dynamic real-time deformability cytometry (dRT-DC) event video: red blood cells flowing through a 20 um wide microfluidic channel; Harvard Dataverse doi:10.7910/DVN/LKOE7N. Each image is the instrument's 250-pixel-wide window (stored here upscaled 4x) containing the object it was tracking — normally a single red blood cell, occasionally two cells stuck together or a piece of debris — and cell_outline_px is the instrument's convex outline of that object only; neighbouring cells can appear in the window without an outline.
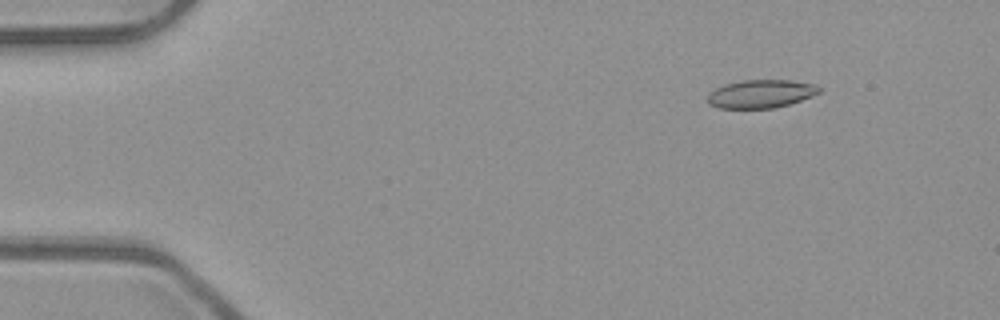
{"species": "common noctule bat (a hibernating species)", "species_latin": "Nyctalus noctula", "temperature_condition": "room temperature", "stored_images_in_passage": 48, "camera_frame_rate_fps": 3000, "um_per_image_px": 0.085, "animal": {"sex": "male", "body_mass_g": 23.1, "forearm_length_mm": 52.7}, "frame": {"image": 1, "passage_image": 2, "time_ms": 0.333, "image_size_px": [1000, 320], "cell_outline_px": [[820, 92], [812, 96], [776, 108], [720, 108], [708, 104], [708, 92], [724, 84], [744, 80], [792, 80], [816, 84], [820, 88]], "centroid_in_image_um": [64.67, 7.97], "position_along_channel_um": 20.3, "area_um2": 18.38}}
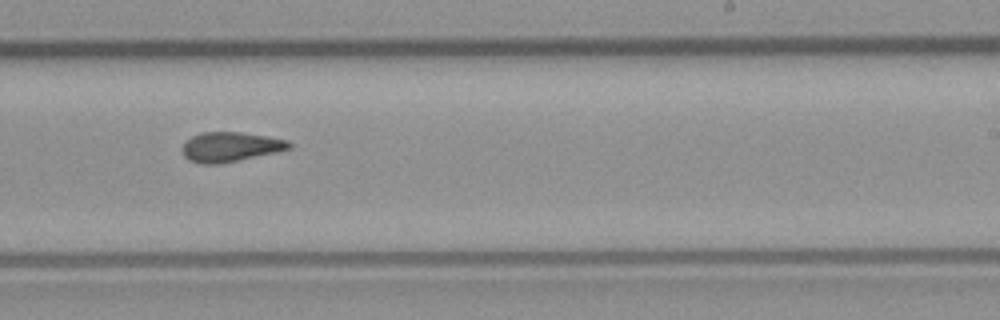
{"frame": {"image": 2, "passage_image": 28, "time_ms": 9.0, "image_size_px": [1000, 320], "cell_outline_px": [[292, 148], [276, 152], [220, 164], [200, 164], [188, 160], [184, 156], [184, 144], [192, 136], [200, 132], [240, 132], [288, 140], [292, 144]], "centroid_in_image_um": [19.59, 12.49], "position_along_channel_um": 269.4, "area_um2": 18.32}}
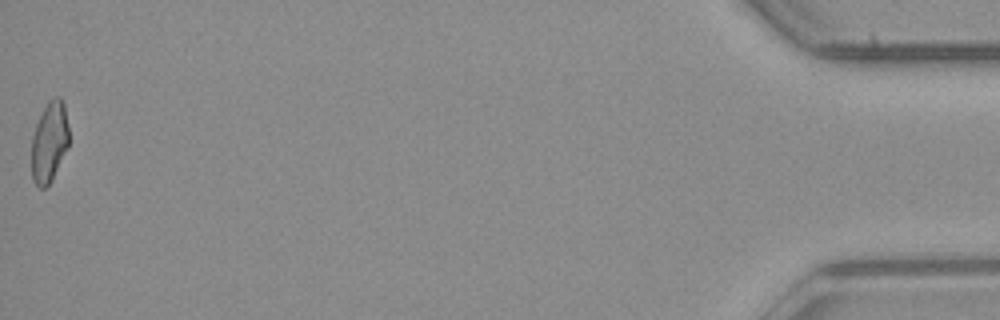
{"frame": {"image": 3, "passage_image": 48, "time_ms": 15.667, "image_size_px": [1000, 320], "cell_outline_px": [[68, 144], [52, 180], [44, 188], [40, 188], [32, 180], [32, 136], [36, 124], [48, 100], [56, 96], [60, 96], [64, 104], [68, 128]], "centroid_in_image_um": [4.18, 12.05], "position_along_channel_um": 431.0, "area_um2": 17.28}, "authors_computed_cell_mechanics": {"area_um2": 18.4671, "velocity_mm_per_s": 3.9533, "shape_relaxation_time_tau1_ms": null, "shape_relaxation_time_tau2_ms": 2.6093, "deformation_change_tau1": null, "deformation_change_tau2": 0.1023}}